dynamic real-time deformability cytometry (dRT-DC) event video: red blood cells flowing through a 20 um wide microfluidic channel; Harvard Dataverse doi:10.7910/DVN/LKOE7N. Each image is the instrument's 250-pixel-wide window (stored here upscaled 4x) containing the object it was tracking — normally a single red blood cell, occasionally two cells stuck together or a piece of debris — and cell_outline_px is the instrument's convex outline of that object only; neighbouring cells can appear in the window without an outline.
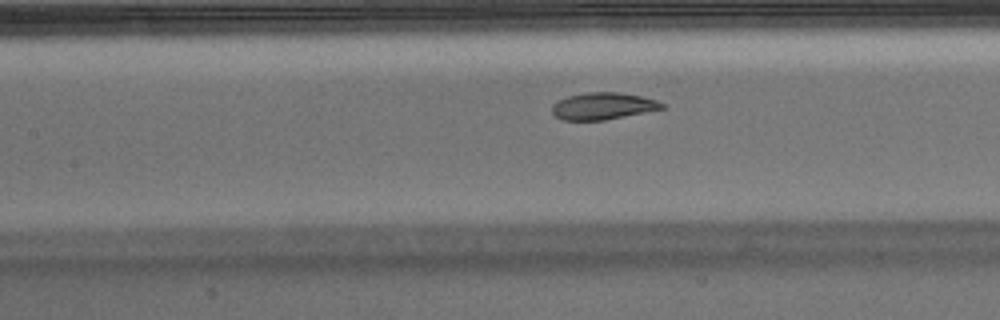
{"species": "Egyptian fruit bat (a non-hibernating species)", "species_latin": "Rousettus aegyptiacus", "temperature_condition": "warm", "stored_images_in_passage": 21, "camera_frame_rate_fps": 3000, "um_per_image_px": 0.085, "animal": {"sex": "male"}, "frame": {"image": 1, "passage_image": 18, "time_ms": 5.667, "image_size_px": [1000, 320], "cell_outline_px": [[664, 108], [604, 120], [564, 120], [556, 116], [552, 112], [552, 104], [568, 96], [588, 92], [620, 92], [640, 96], [656, 100], [664, 104]], "centroid_in_image_um": [51.23, 9.01], "position_along_channel_um": 156.2, "area_um2": 16.99}}